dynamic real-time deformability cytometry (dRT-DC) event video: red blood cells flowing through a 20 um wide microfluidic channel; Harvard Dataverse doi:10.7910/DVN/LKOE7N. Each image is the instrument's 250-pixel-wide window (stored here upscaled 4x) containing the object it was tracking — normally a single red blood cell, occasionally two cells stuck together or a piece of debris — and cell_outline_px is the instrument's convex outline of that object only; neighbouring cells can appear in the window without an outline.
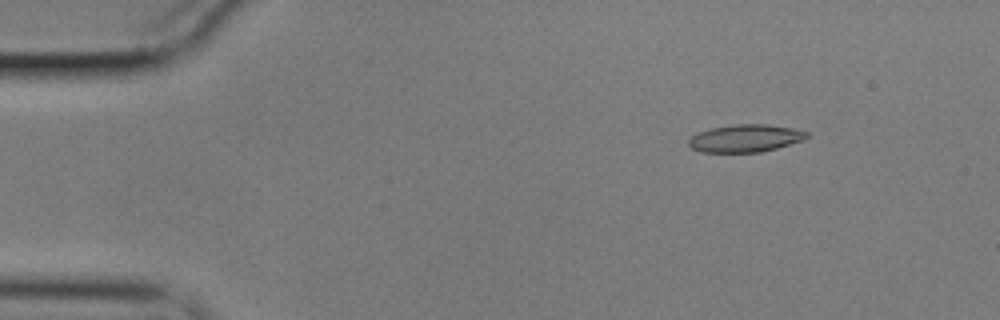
{"species": "common noctule bat (a hibernating species)", "species_latin": "Nyctalus noctula", "temperature_condition": "cold", "stored_images_in_passage": 55, "camera_frame_rate_fps": 3000, "um_per_image_px": 0.085, "animal": {"sex": "male", "body_mass_g": 17.9}, "frame": {"image": 1, "passage_image": 7, "time_ms": 2.0, "image_size_px": [1000, 320], "cell_outline_px": [[808, 136], [804, 140], [776, 148], [760, 152], [700, 152], [692, 148], [688, 144], [688, 140], [692, 136], [708, 128], [736, 124], [768, 124], [792, 128], [808, 132]], "centroid_in_image_um": [63.35, 11.75], "position_along_channel_um": 21.7, "area_um2": 18.96}}
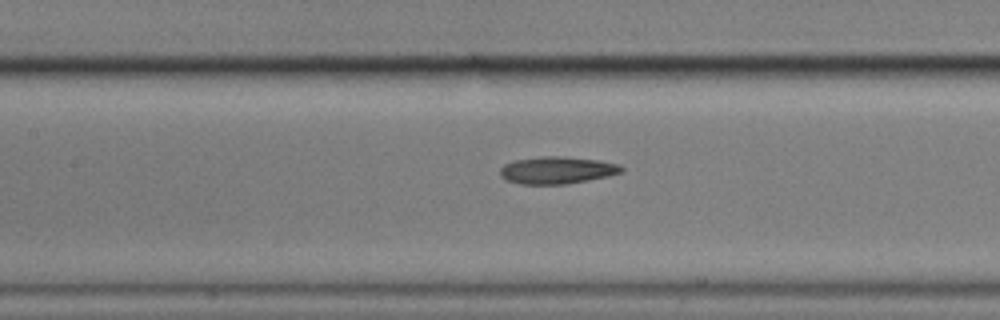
{"frame": {"image": 2, "passage_image": 25, "time_ms": 8.0, "image_size_px": [1000, 320], "cell_outline_px": [[624, 172], [608, 176], [588, 180], [564, 184], [520, 184], [504, 180], [500, 176], [500, 168], [504, 164], [512, 160], [544, 156], [564, 156], [596, 160], [620, 164], [624, 168]], "centroid_in_image_um": [47.32, 14.46], "position_along_channel_um": 160.1, "area_um2": 19.42}}
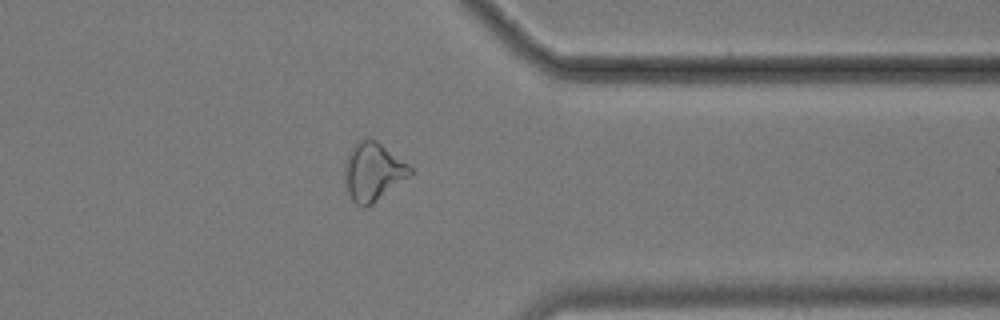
{"frame": {"image": 3, "passage_image": 44, "time_ms": 14.333, "image_size_px": [1000, 320], "cell_outline_px": [[412, 172], [408, 176], [368, 208], [360, 208], [352, 200], [344, 184], [344, 160], [352, 144], [356, 140], [368, 136], [376, 140], [408, 164], [412, 168]], "centroid_in_image_um": [31.63, 14.58], "position_along_channel_um": 379.8, "area_um2": 22.66}, "authors_computed_cell_mechanics": {"area_um2": 19.4208, "velocity_mm_per_s": 3.5801, "shape_relaxation_time_tau1_ms": null, "shape_relaxation_time_tau2_ms": 6.0281, "deformation_change_tau1": null, "deformation_change_tau2": 0.1756}}